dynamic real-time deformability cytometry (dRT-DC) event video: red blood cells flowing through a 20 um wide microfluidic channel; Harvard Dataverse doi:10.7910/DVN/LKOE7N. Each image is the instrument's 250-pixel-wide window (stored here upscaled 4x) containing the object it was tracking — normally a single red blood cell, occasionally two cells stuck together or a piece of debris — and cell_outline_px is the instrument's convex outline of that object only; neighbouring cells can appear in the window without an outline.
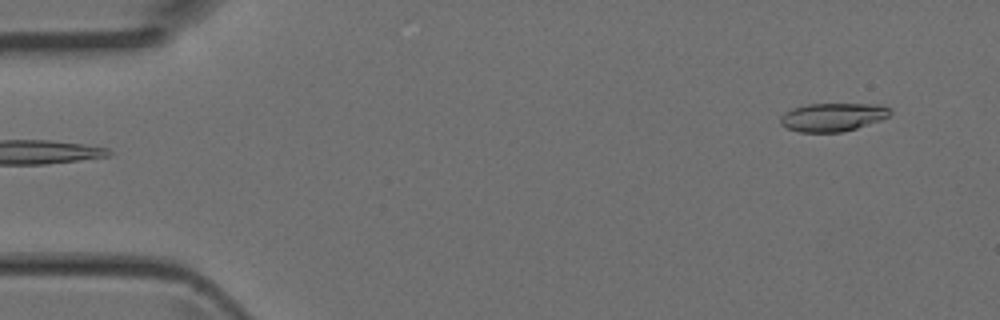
{"species": "Egyptian fruit bat (a non-hibernating species)", "species_latin": "Rousettus aegyptiacus", "temperature_condition": "room temperature", "stored_images_in_passage": 4, "camera_frame_rate_fps": 3000, "um_per_image_px": 0.085, "animal": {"sex": "female"}, "frame": {"image": 1, "passage_image": 1, "time_ms": 0.0, "image_size_px": [1000, 320], "cell_outline_px": [[892, 112], [888, 116], [880, 120], [856, 128], [840, 132], [800, 132], [788, 128], [780, 124], [780, 116], [784, 112], [792, 108], [808, 104], [880, 104], [892, 108]], "centroid_in_image_um": [70.78, 9.94], "position_along_channel_um": 14.2, "area_um2": 18.15}}
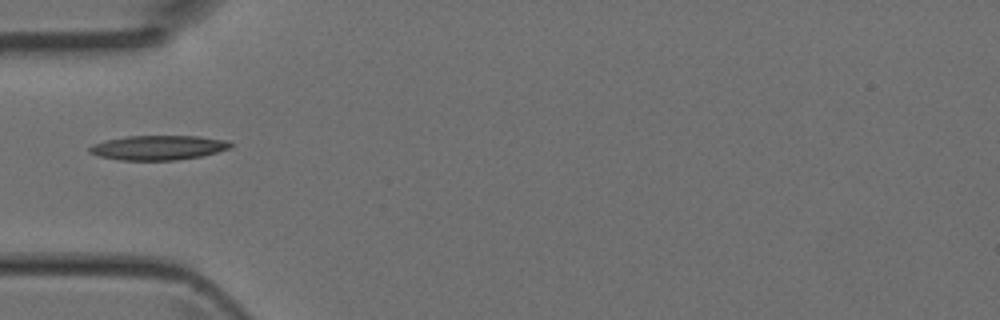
{"frame": {"image": 2, "passage_image": 4, "time_ms": 1.0, "image_size_px": [1000, 320], "cell_outline_px": [[236, 144], [232, 148], [204, 156], [176, 160], [120, 160], [100, 156], [88, 152], [88, 148], [92, 144], [104, 140], [128, 136], [200, 136], [228, 140]], "centroid_in_image_um": [13.52, 12.54], "position_along_channel_um": 71.5, "area_um2": 20.52}}